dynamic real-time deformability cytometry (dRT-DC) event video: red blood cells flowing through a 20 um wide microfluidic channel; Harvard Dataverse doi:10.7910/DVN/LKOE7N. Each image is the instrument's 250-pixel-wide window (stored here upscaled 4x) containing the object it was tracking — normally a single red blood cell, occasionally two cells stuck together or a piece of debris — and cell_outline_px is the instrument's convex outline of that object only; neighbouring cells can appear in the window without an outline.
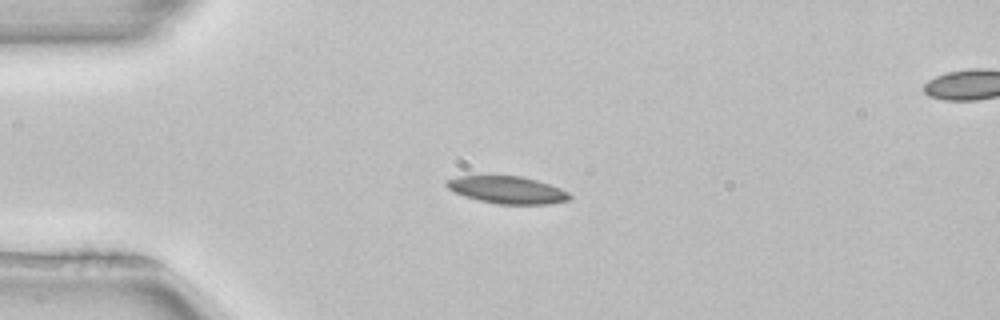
{"species": "common noctule bat (a hibernating species)", "species_latin": "Nyctalus noctula", "temperature_condition": "room temperature", "stored_images_in_passage": 40, "camera_frame_rate_fps": 3000, "um_per_image_px": 0.085, "animal": {"sex": "female", "body_mass_g": 22.7, "forearm_length_mm": 54.2}, "frame": {"image": 1, "passage_image": 1, "time_ms": 0.0, "image_size_px": [1000, 320], "cell_outline_px": [[572, 200], [548, 204], [496, 204], [464, 196], [448, 188], [444, 184], [444, 180], [456, 176], [520, 176], [536, 180], [560, 188], [568, 192], [572, 196]], "centroid_in_image_um": [43.12, 16.14], "position_along_channel_um": 41.9, "area_um2": 19.59}}